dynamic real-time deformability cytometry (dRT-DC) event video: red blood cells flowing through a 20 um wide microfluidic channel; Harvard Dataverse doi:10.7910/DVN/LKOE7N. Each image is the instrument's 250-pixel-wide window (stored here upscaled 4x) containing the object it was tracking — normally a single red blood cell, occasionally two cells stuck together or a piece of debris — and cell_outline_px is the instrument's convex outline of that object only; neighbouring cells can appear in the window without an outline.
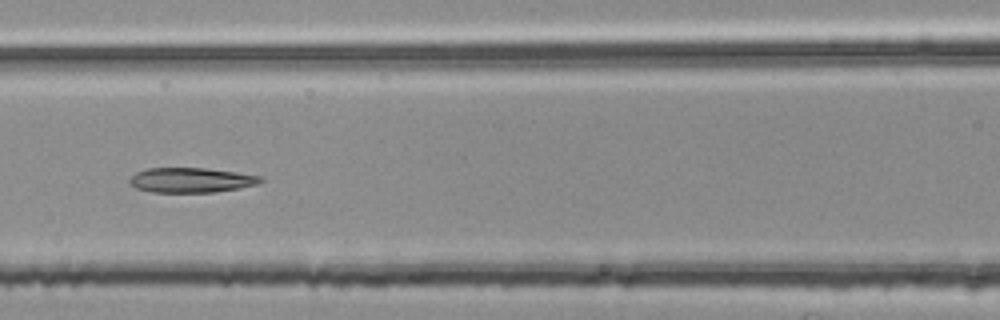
{"species": "common noctule bat (a hibernating species)", "species_latin": "Nyctalus noctula", "temperature_condition": "room temperature", "stored_images_in_passage": 52, "segment_of_instrument_passage": [2, 2], "camera_frame_rate_fps": 3000, "um_per_image_px": 0.085, "animal": {"sex": "female", "body_mass_g": 25.1}, "frame": {"image": 1, "passage_image": 23, "time_ms": 7.333, "image_size_px": [1000, 320], "cell_outline_px": [[264, 180], [260, 184], [240, 188], [212, 192], [152, 192], [136, 188], [128, 184], [128, 180], [136, 172], [148, 168], [204, 168], [236, 172], [260, 176]], "centroid_in_image_um": [16.24, 15.31], "position_along_channel_um": 150.4, "area_um2": 19.02}}
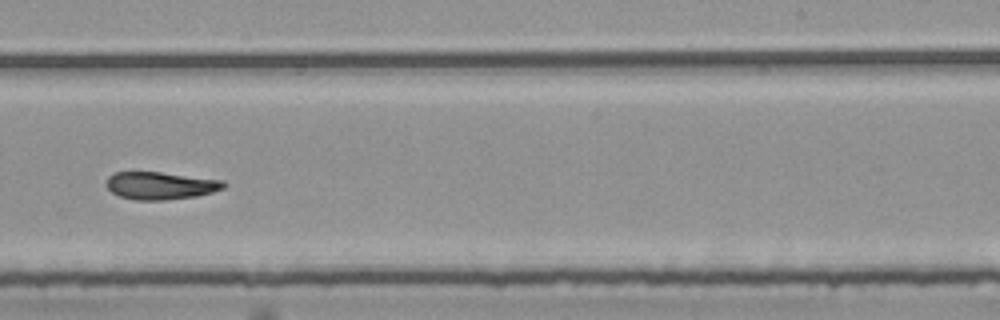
{"frame": {"image": 2, "passage_image": 33, "time_ms": 10.667, "image_size_px": [1000, 320], "cell_outline_px": [[228, 184], [224, 188], [212, 192], [196, 196], [164, 200], [136, 200], [120, 196], [112, 192], [104, 184], [108, 176], [116, 172], [160, 172], [224, 180]], "centroid_in_image_um": [13.65, 15.77], "position_along_channel_um": 275.4, "area_um2": 18.9}}
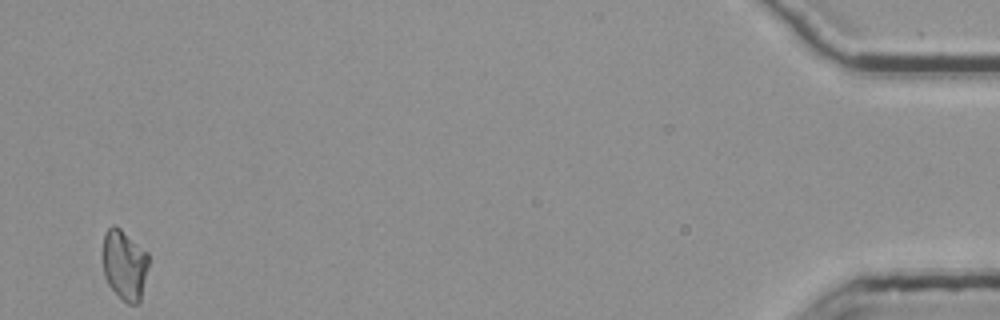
{"frame": {"image": 3, "passage_image": 52, "time_ms": 17.0, "image_size_px": [1000, 320], "cell_outline_px": [[148, 264], [140, 304], [128, 304], [108, 284], [104, 276], [100, 256], [100, 252], [104, 232], [112, 224], [116, 224], [148, 252]], "centroid_in_image_um": [10.53, 22.45], "position_along_channel_um": 424.7, "area_um2": 19.36}}